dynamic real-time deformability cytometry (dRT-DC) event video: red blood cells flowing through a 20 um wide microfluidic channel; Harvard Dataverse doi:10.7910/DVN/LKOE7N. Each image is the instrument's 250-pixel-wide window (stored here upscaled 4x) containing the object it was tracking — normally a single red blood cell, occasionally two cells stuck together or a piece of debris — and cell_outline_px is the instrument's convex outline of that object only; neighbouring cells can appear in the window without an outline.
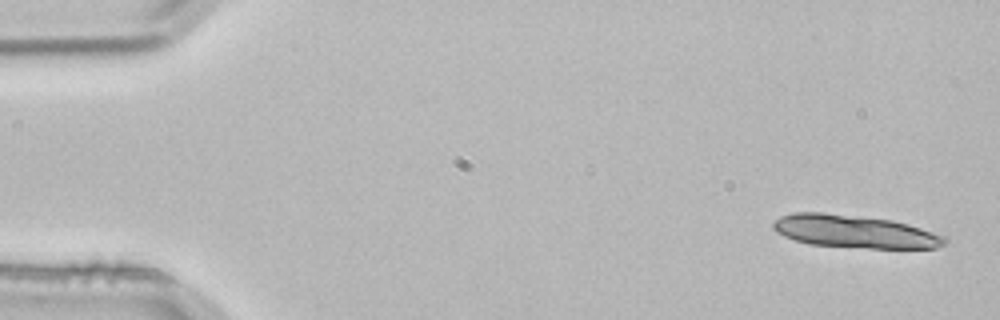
{"species": "common noctule bat (a hibernating species)", "species_latin": "Nyctalus noctula", "temperature_condition": "room temperature", "stored_images_in_passage": 4, "camera_frame_rate_fps": 3000, "um_per_image_px": 0.085, "animal": {"sex": "male", "body_mass_g": 21.5, "forearm_length_mm": 52.0}, "frame": {"image": 1, "passage_image": 1, "time_ms": 0.0, "image_size_px": [1000, 320], "cell_outline_px": [[948, 240], [944, 244], [936, 248], [868, 248], [808, 244], [784, 236], [776, 232], [772, 228], [772, 224], [780, 216], [792, 212], [824, 212], [892, 220], [908, 224], [944, 236]], "centroid_in_image_um": [72.6, 19.67], "position_along_channel_um": 12.4, "area_um2": 32.71}}
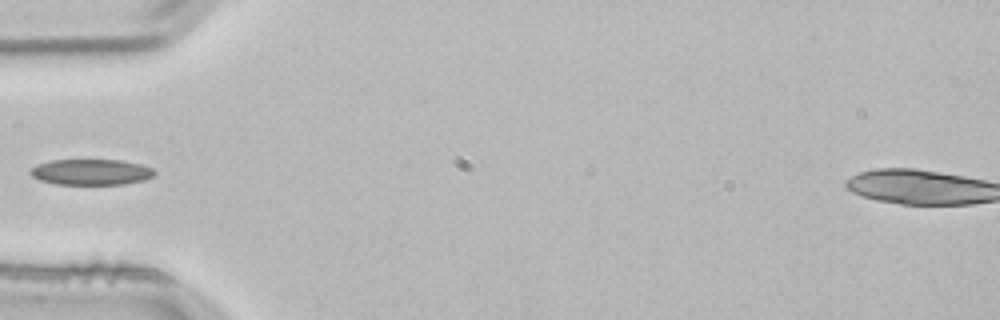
{"frame": {"image": 2, "passage_image": 4, "time_ms": 1.0, "image_size_px": [1000, 320], "cell_outline_px": [[156, 172], [152, 176], [144, 180], [124, 184], [56, 184], [40, 180], [32, 176], [28, 172], [36, 164], [52, 160], [120, 160], [140, 164], [152, 168]], "centroid_in_image_um": [7.72, 14.62], "position_along_channel_um": 77.3, "area_um2": 18.61}}